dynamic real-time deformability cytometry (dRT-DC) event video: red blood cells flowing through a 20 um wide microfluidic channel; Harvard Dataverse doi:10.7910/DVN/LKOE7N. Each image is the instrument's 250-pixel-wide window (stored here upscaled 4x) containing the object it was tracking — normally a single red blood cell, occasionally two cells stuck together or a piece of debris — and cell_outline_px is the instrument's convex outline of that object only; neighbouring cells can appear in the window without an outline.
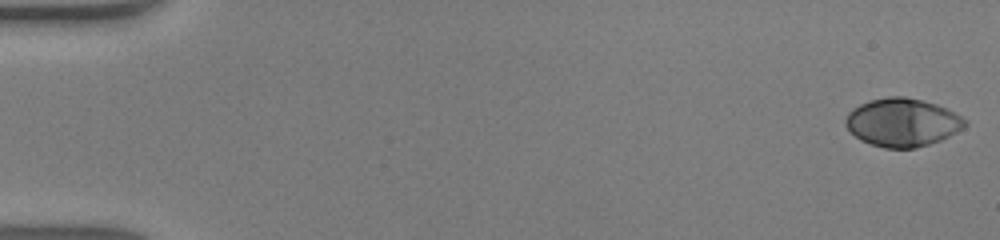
{"species": "human", "species_latin": "Homo sapiens", "temperature_condition": "warm", "stored_images_in_passage": 48, "camera_frame_rate_fps": 3000, "um_per_image_px": 0.085, "donor": {"sex": "male"}, "frame": {"image": 1, "passage_image": 1, "time_ms": 0.0, "image_size_px": [1000, 240], "cell_outline_px": [[968, 124], [964, 128], [940, 140], [916, 148], [884, 148], [860, 140], [844, 124], [844, 120], [848, 112], [852, 108], [860, 104], [872, 100], [888, 96], [904, 96], [936, 104], [968, 120]], "centroid_in_image_um": [76.69, 10.4], "position_along_channel_um": 8.3, "area_um2": 33.35}}
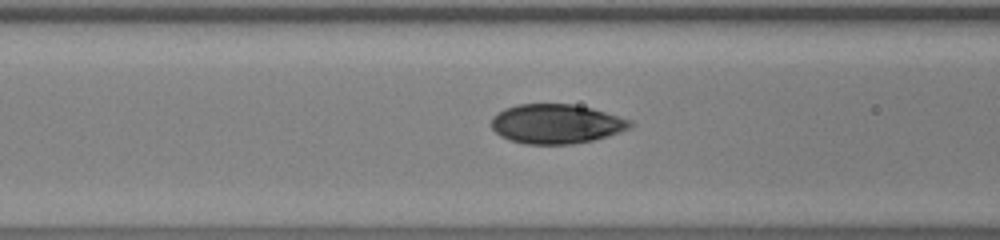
{"frame": {"image": 2, "passage_image": 20, "time_ms": 6.333, "image_size_px": [1000, 240], "cell_outline_px": [[636, 124], [632, 128], [608, 136], [592, 140], [572, 144], [524, 144], [508, 140], [500, 136], [492, 128], [492, 116], [496, 112], [504, 108], [516, 104], [572, 104], [592, 108], [632, 120]], "centroid_in_image_um": [47.29, 10.53], "position_along_channel_um": 119.3, "area_um2": 32.25}}
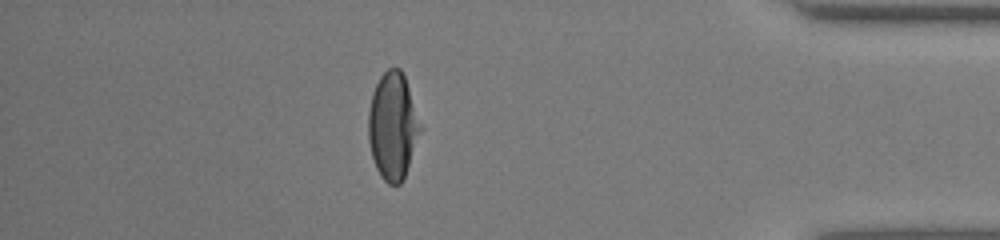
{"frame": {"image": 3, "passage_image": 42, "time_ms": 13.667, "image_size_px": [1000, 240], "cell_outline_px": [[420, 132], [404, 176], [400, 184], [388, 184], [380, 176], [376, 168], [372, 156], [368, 140], [368, 112], [372, 92], [380, 76], [388, 68], [400, 68], [404, 76], [408, 88], [420, 128]], "centroid_in_image_um": [33.33, 10.72], "position_along_channel_um": 401.9, "area_um2": 31.62}, "authors_computed_cell_mechanics": {"area_um2": 32.5703, "velocity_mm_per_s": 4.3609, "shape_relaxation_time_tau1_ms": 4.777, "shape_relaxation_time_tau2_ms": null, "deformation_change_tau1": 0.2369, "deformation_change_tau2": null}}